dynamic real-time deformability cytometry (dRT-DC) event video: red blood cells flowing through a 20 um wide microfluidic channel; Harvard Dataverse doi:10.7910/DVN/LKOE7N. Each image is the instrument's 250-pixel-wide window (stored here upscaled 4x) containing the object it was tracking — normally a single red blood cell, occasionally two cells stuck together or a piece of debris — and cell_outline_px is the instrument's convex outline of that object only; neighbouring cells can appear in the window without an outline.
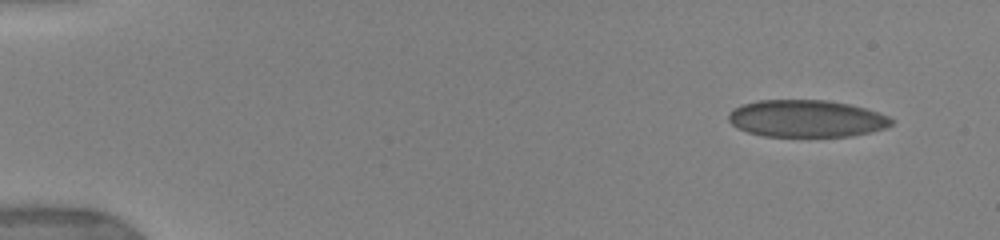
{"species": "human", "species_latin": "Homo sapiens", "temperature_condition": "warm", "stored_images_in_passage": 5, "camera_frame_rate_fps": 3000, "um_per_image_px": 0.085, "donor": {"sex": "female"}, "frame": {"image": 1, "passage_image": 1, "time_ms": 0.0, "image_size_px": [1000, 240], "cell_outline_px": [[892, 124], [884, 128], [872, 132], [852, 136], [764, 136], [748, 132], [736, 128], [728, 120], [728, 112], [732, 108], [744, 104], [760, 100], [828, 100], [848, 104], [864, 108], [888, 116], [892, 120]], "centroid_in_image_um": [68.51, 10.08], "position_along_channel_um": 16.5, "area_um2": 35.2}}
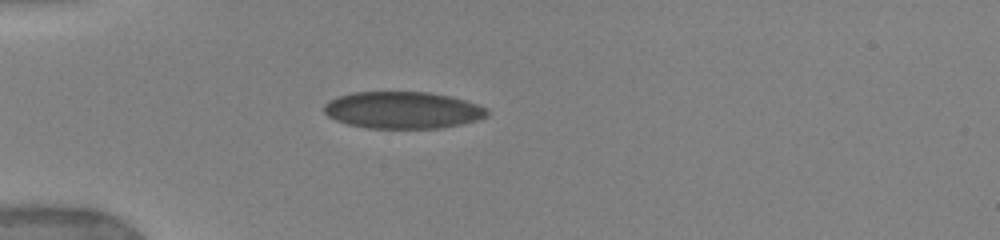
{"frame": {"image": 2, "passage_image": 4, "time_ms": 3.667, "image_size_px": [1000, 240], "cell_outline_px": [[488, 116], [480, 120], [444, 128], [368, 128], [348, 124], [336, 120], [328, 116], [324, 112], [324, 104], [328, 100], [352, 92], [428, 92], [452, 96], [488, 108]], "centroid_in_image_um": [34.26, 9.36], "position_along_channel_um": 50.7, "area_um2": 35.32}}